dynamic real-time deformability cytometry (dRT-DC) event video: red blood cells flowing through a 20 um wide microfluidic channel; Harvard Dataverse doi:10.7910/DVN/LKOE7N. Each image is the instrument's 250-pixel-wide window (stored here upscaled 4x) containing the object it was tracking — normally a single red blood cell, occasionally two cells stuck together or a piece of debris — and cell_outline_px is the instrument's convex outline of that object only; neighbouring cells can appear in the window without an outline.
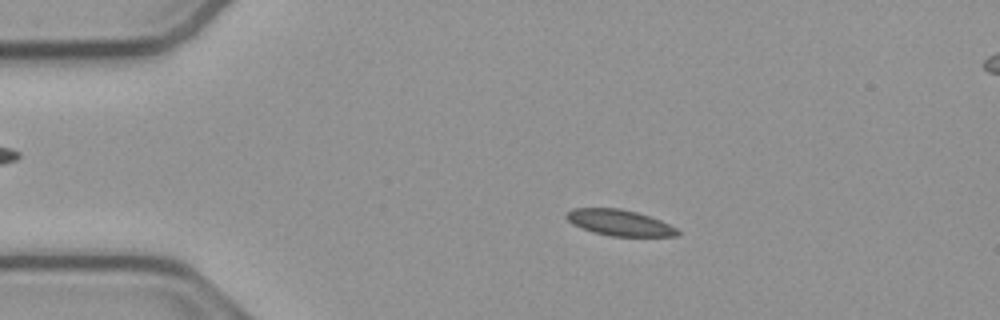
{"species": "common noctule bat (a hibernating species)", "species_latin": "Nyctalus noctula", "temperature_condition": "cold", "stored_images_in_passage": 54, "camera_frame_rate_fps": 3000, "um_per_image_px": 0.085, "animal": {"sex": "male", "body_mass_g": 23.1, "forearm_length_mm": 52.7}, "frame": {"image": 1, "passage_image": 10, "time_ms": 3.0, "image_size_px": [1000, 320], "cell_outline_px": [[680, 236], [612, 236], [592, 232], [580, 228], [572, 224], [564, 216], [564, 212], [572, 208], [620, 208], [636, 212], [660, 220], [676, 228], [680, 232]], "centroid_in_image_um": [52.6, 18.92], "position_along_channel_um": 32.4, "area_um2": 16.94}}
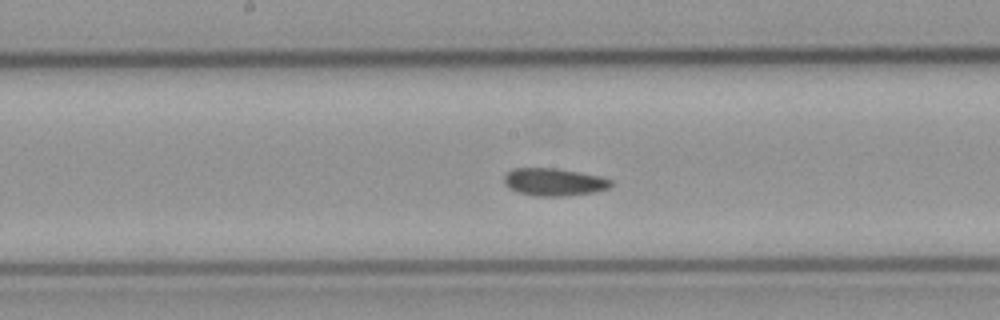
{"frame": {"image": 2, "passage_image": 27, "time_ms": 8.667, "image_size_px": [1000, 320], "cell_outline_px": [[612, 184], [608, 188], [596, 192], [564, 196], [536, 196], [516, 192], [508, 188], [504, 184], [504, 176], [512, 168], [556, 168], [600, 176], [612, 180]], "centroid_in_image_um": [47.06, 15.47], "position_along_channel_um": 201.1, "area_um2": 17.28}}
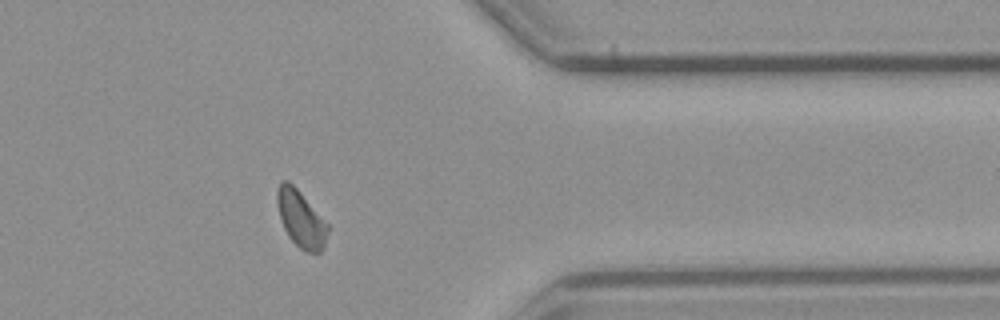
{"frame": {"image": 3, "passage_image": 43, "time_ms": 14.0, "image_size_px": [1000, 320], "cell_outline_px": [[328, 232], [324, 248], [320, 252], [304, 252], [288, 236], [284, 228], [280, 216], [276, 200], [276, 192], [280, 184], [284, 180], [288, 180], [300, 192], [328, 224]], "centroid_in_image_um": [25.58, 18.62], "position_along_channel_um": 385.8, "area_um2": 16.53}, "authors_computed_cell_mechanics": {"area_um2": 16.9065, "velocity_mm_per_s": 3.7775, "shape_relaxation_time_tau1_ms": 5.9276, "shape_relaxation_time_tau2_ms": 2.5531, "deformation_change_tau1": 0.0911, "deformation_change_tau2": 0.0708}}